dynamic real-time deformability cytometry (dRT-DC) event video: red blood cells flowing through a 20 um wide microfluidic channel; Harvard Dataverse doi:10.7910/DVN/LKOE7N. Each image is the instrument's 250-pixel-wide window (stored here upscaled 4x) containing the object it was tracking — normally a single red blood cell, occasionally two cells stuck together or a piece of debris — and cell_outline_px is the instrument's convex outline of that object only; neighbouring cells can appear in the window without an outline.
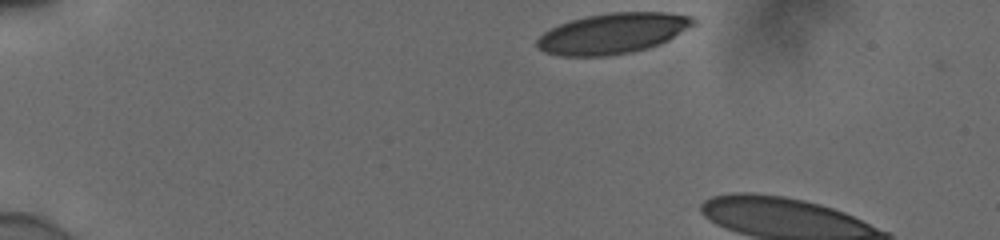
{"species": "human", "species_latin": "Homo sapiens", "temperature_condition": "cold", "stored_images_in_passage": 6, "camera_frame_rate_fps": 3000, "um_per_image_px": 0.085, "donor": {"sex": "male"}, "frame": {"image": 1, "passage_image": 1, "time_ms": 0.0, "image_size_px": [1000, 240], "cell_outline_px": [[696, 24], [668, 40], [660, 44], [648, 48], [632, 52], [608, 56], [560, 56], [544, 52], [536, 44], [536, 40], [544, 32], [560, 24], [572, 20], [588, 16], [612, 12], [664, 12], [692, 16], [696, 20]], "centroid_in_image_um": [52.11, 2.84], "position_along_channel_um": 32.9, "area_um2": 36.88}}